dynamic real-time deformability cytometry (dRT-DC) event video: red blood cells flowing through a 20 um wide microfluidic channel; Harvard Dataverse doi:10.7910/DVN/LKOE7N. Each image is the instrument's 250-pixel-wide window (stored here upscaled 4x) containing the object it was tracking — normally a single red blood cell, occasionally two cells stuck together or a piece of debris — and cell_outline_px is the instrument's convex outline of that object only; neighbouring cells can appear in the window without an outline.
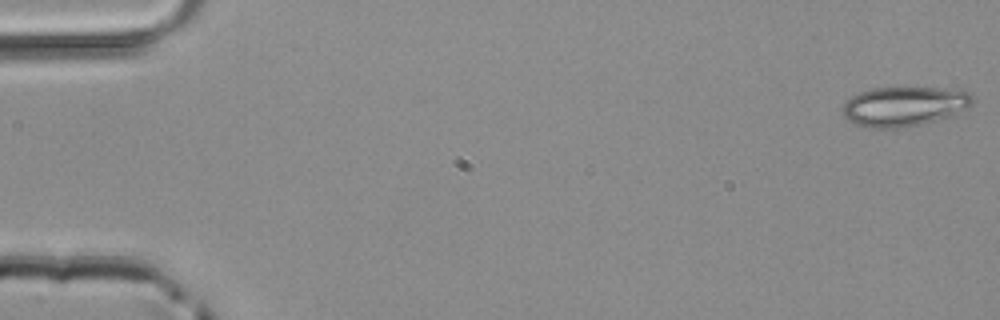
{"species": "common noctule bat (a hibernating species)", "species_latin": "Nyctalus noctula", "temperature_condition": "room temperature", "stored_images_in_passage": 49, "camera_frame_rate_fps": 3000, "um_per_image_px": 0.085, "animal": {"sex": "male", "body_mass_g": 20.4}, "frame": {"image": 1, "passage_image": 1, "time_ms": 0.0, "image_size_px": [1000, 320], "cell_outline_px": [[976, 100], [972, 104], [948, 116], [920, 124], [904, 128], [868, 128], [856, 124], [848, 120], [844, 116], [844, 104], [852, 96], [860, 92], [872, 88], [936, 88], [968, 92]], "centroid_in_image_um": [76.82, 9.04], "position_along_channel_um": 8.2, "area_um2": 29.48}}
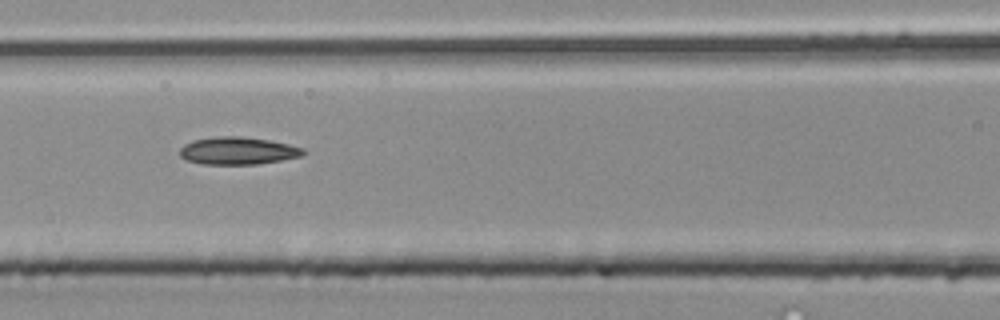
{"frame": {"image": 2, "passage_image": 22, "time_ms": 7.0, "image_size_px": [1000, 320], "cell_outline_px": [[304, 152], [300, 156], [280, 160], [256, 164], [200, 164], [188, 160], [180, 156], [180, 148], [184, 144], [192, 140], [216, 136], [236, 136], [268, 140], [288, 144], [304, 148]], "centroid_in_image_um": [20.17, 12.81], "position_along_channel_um": 146.4, "area_um2": 19.59}}
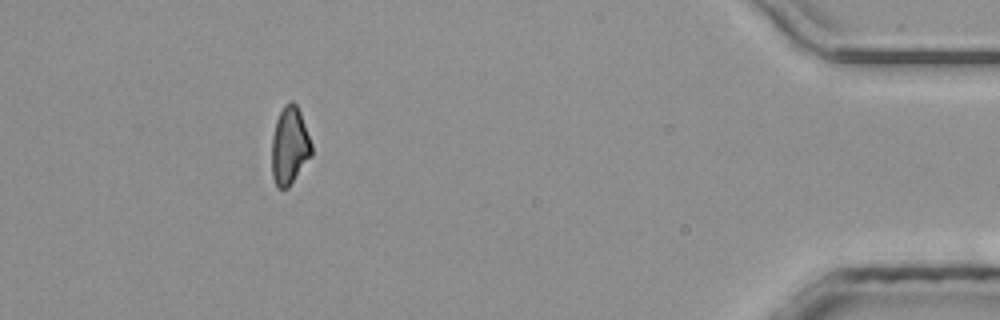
{"frame": {"image": 3, "passage_image": 45, "time_ms": 14.667, "image_size_px": [1000, 320], "cell_outline_px": [[312, 156], [288, 188], [276, 188], [272, 176], [272, 136], [276, 120], [284, 104], [292, 100], [296, 104], [300, 112], [312, 144]], "centroid_in_image_um": [24.61, 12.41], "position_along_channel_um": 410.6, "area_um2": 18.15}}